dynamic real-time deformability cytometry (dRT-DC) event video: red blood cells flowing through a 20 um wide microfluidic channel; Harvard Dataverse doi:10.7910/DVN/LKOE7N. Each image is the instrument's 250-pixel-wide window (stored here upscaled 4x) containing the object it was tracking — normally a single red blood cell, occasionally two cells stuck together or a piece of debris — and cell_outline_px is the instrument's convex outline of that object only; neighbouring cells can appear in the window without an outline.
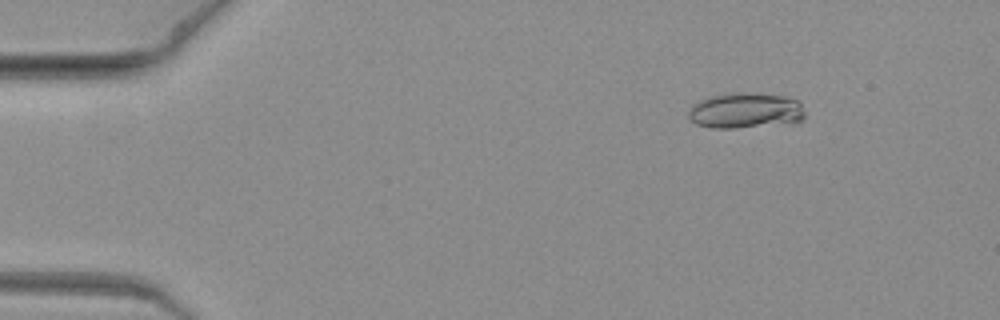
{"species": "common noctule bat (a hibernating species)", "species_latin": "Nyctalus noctula", "temperature_condition": "warm", "stored_images_in_passage": 8, "camera_frame_rate_fps": 3000, "um_per_image_px": 0.085, "animal": {"sex": "female", "body_mass_g": 19.3, "forearm_length_mm": 54.1}, "frame": {"image": 1, "passage_image": 3, "time_ms": 0.667, "image_size_px": [1000, 320], "cell_outline_px": [[804, 120], [736, 128], [712, 128], [696, 124], [688, 116], [688, 112], [692, 104], [708, 96], [724, 92], [744, 92], [784, 96], [800, 100], [804, 112]], "centroid_in_image_um": [63.32, 9.37], "position_along_channel_um": 21.7, "area_um2": 24.22}}